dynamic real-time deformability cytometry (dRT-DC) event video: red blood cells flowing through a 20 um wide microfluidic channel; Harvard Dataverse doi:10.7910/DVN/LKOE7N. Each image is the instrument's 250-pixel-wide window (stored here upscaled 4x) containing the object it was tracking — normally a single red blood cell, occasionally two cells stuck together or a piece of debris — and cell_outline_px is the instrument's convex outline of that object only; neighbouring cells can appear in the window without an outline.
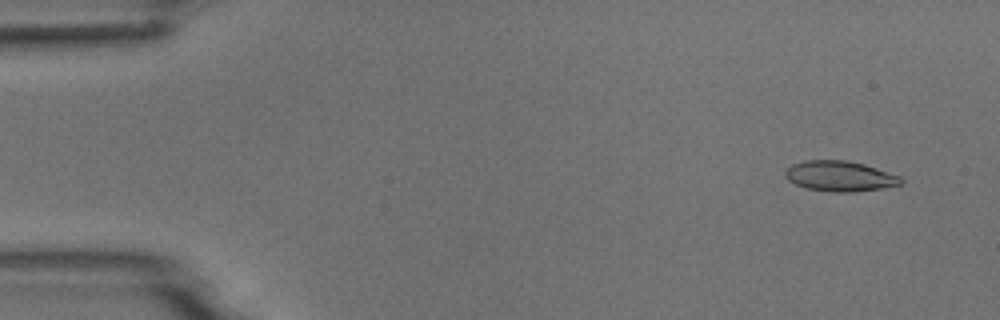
{"species": "common noctule bat (a hibernating species)", "species_latin": "Nyctalus noctula", "temperature_condition": "room temperature", "stored_images_in_passage": 4, "camera_frame_rate_fps": 3000, "um_per_image_px": 0.085, "animal": {"sex": "male", "body_mass_g": 18.8}, "frame": {"image": 1, "passage_image": 1, "time_ms": 0.0, "image_size_px": [1000, 320], "cell_outline_px": [[904, 180], [900, 184], [880, 188], [852, 192], [832, 192], [808, 188], [796, 184], [788, 180], [784, 176], [784, 172], [792, 164], [804, 160], [844, 160], [864, 164], [900, 176]], "centroid_in_image_um": [71.36, 14.96], "position_along_channel_um": 13.6, "area_um2": 20.29}}
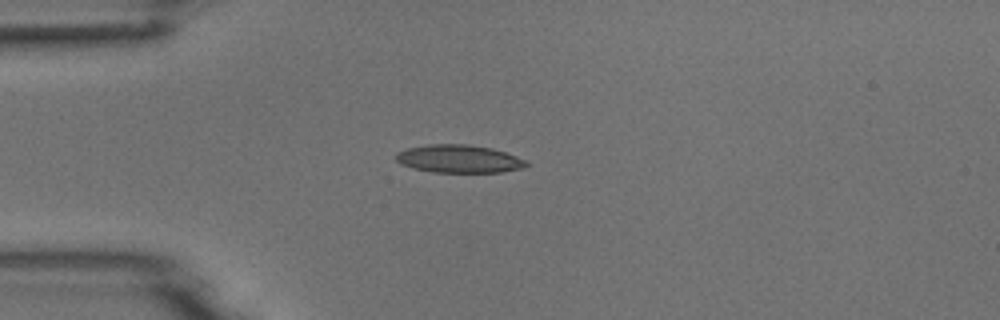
{"frame": {"image": 2, "passage_image": 4, "time_ms": 1.0, "image_size_px": [1000, 320], "cell_outline_px": [[528, 164], [524, 168], [500, 172], [432, 172], [412, 168], [400, 164], [396, 160], [396, 152], [408, 148], [428, 144], [468, 144], [492, 148], [516, 156], [524, 160]], "centroid_in_image_um": [38.98, 13.5], "position_along_channel_um": 46.0, "area_um2": 21.21}}